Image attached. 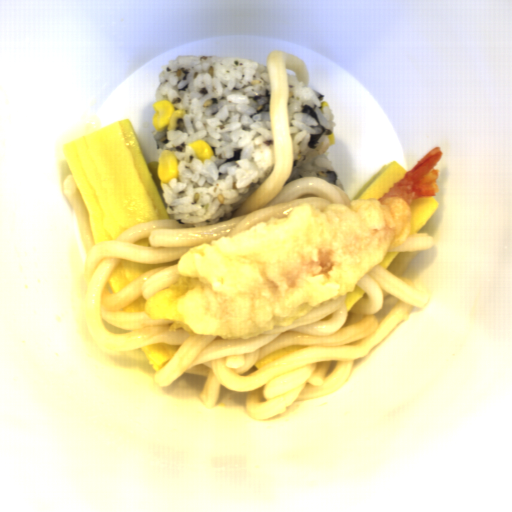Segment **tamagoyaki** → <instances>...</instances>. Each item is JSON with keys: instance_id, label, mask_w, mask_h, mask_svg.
Wrapping results in <instances>:
<instances>
[{"instance_id": "1", "label": "tamagoyaki", "mask_w": 512, "mask_h": 512, "mask_svg": "<svg viewBox=\"0 0 512 512\" xmlns=\"http://www.w3.org/2000/svg\"><path fill=\"white\" fill-rule=\"evenodd\" d=\"M86 205L94 246L132 226L171 219L129 119L62 145Z\"/></svg>"}, {"instance_id": "2", "label": "tamagoyaki", "mask_w": 512, "mask_h": 512, "mask_svg": "<svg viewBox=\"0 0 512 512\" xmlns=\"http://www.w3.org/2000/svg\"><path fill=\"white\" fill-rule=\"evenodd\" d=\"M406 173L397 162L384 164L360 191L353 198H350L351 202L382 198L383 194L388 192L389 188L393 187L396 182L403 179Z\"/></svg>"}, {"instance_id": "3", "label": "tamagoyaki", "mask_w": 512, "mask_h": 512, "mask_svg": "<svg viewBox=\"0 0 512 512\" xmlns=\"http://www.w3.org/2000/svg\"><path fill=\"white\" fill-rule=\"evenodd\" d=\"M178 260H174L167 263L160 264H142L130 260L120 259L118 260L116 266L109 274L108 284L112 294H116L124 287H126L133 280L141 276L147 271L164 267L168 265H173L178 263Z\"/></svg>"}, {"instance_id": "4", "label": "tamagoyaki", "mask_w": 512, "mask_h": 512, "mask_svg": "<svg viewBox=\"0 0 512 512\" xmlns=\"http://www.w3.org/2000/svg\"><path fill=\"white\" fill-rule=\"evenodd\" d=\"M440 203L431 197H420L410 206L411 209V231L419 233L427 221L439 207Z\"/></svg>"}, {"instance_id": "5", "label": "tamagoyaki", "mask_w": 512, "mask_h": 512, "mask_svg": "<svg viewBox=\"0 0 512 512\" xmlns=\"http://www.w3.org/2000/svg\"><path fill=\"white\" fill-rule=\"evenodd\" d=\"M181 345H171L162 342H155L140 347L145 358L148 359L149 365L157 373L161 370L173 357Z\"/></svg>"}, {"instance_id": "6", "label": "tamagoyaki", "mask_w": 512, "mask_h": 512, "mask_svg": "<svg viewBox=\"0 0 512 512\" xmlns=\"http://www.w3.org/2000/svg\"><path fill=\"white\" fill-rule=\"evenodd\" d=\"M308 348V344H300V345H293V346H286L281 349H278L276 351L271 352L270 354L264 356L259 361L255 363V367L259 370L265 367L268 364H271L275 361H278L280 359H283L287 356H290L296 352H299L303 349Z\"/></svg>"}, {"instance_id": "7", "label": "tamagoyaki", "mask_w": 512, "mask_h": 512, "mask_svg": "<svg viewBox=\"0 0 512 512\" xmlns=\"http://www.w3.org/2000/svg\"><path fill=\"white\" fill-rule=\"evenodd\" d=\"M366 292L356 284L354 291L345 296V305L350 312L353 306L363 297Z\"/></svg>"}, {"instance_id": "8", "label": "tamagoyaki", "mask_w": 512, "mask_h": 512, "mask_svg": "<svg viewBox=\"0 0 512 512\" xmlns=\"http://www.w3.org/2000/svg\"><path fill=\"white\" fill-rule=\"evenodd\" d=\"M145 301H146V299L140 295L131 304L124 306L119 310H121L123 312H145V309H144Z\"/></svg>"}, {"instance_id": "9", "label": "tamagoyaki", "mask_w": 512, "mask_h": 512, "mask_svg": "<svg viewBox=\"0 0 512 512\" xmlns=\"http://www.w3.org/2000/svg\"><path fill=\"white\" fill-rule=\"evenodd\" d=\"M399 254V251H387L384 259L379 262L377 265L382 267L383 269H388V267L391 265V263L394 261V259Z\"/></svg>"}, {"instance_id": "10", "label": "tamagoyaki", "mask_w": 512, "mask_h": 512, "mask_svg": "<svg viewBox=\"0 0 512 512\" xmlns=\"http://www.w3.org/2000/svg\"><path fill=\"white\" fill-rule=\"evenodd\" d=\"M135 243L136 245H145V246H150V242H149V239H148V236L147 237H142L140 238L139 240L133 242Z\"/></svg>"}]
</instances>
